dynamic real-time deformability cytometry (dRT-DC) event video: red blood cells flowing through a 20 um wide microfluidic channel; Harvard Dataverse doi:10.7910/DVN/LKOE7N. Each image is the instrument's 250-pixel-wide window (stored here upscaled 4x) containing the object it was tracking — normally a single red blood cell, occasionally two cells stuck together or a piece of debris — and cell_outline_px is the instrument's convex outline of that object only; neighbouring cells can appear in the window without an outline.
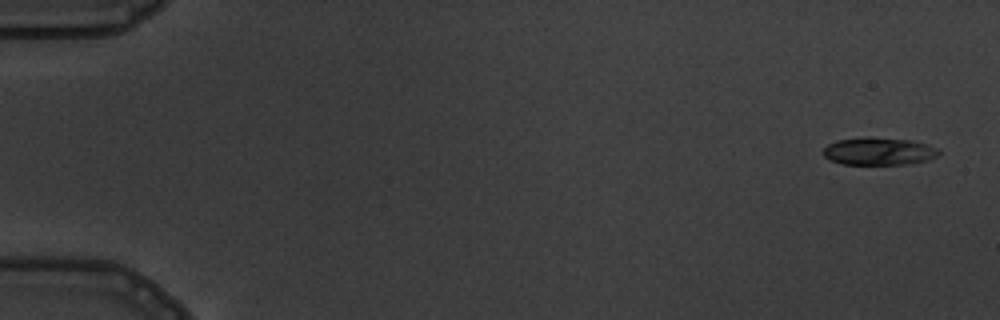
{"species": "common noctule bat (a hibernating species)", "species_latin": "Nyctalus noctula", "temperature_condition": "warm", "stored_images_in_passage": 7, "camera_frame_rate_fps": 3000, "um_per_image_px": 0.085, "animal": {"sex": "male", "body_mass_g": 19.5, "forearm_length_mm": 54.6}, "frame": {"image": 1, "passage_image": 1, "time_ms": 0.0, "image_size_px": [1000, 320], "cell_outline_px": [[940, 152], [936, 156], [928, 160], [908, 164], [840, 164], [828, 160], [820, 152], [828, 144], [836, 140], [868, 136], [912, 140], [928, 144], [936, 148]], "centroid_in_image_um": [74.65, 12.85], "position_along_channel_um": 10.4, "area_um2": 18.9}}